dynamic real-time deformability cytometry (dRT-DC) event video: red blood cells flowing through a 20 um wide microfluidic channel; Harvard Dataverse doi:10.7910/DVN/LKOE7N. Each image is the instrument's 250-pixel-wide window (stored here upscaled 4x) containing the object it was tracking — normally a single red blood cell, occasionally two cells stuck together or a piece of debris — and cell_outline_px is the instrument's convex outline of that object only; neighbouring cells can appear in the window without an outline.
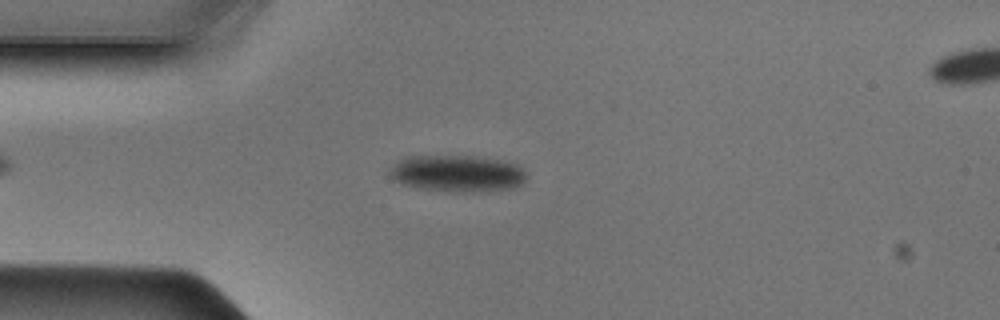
{"species": "Egyptian fruit bat (a non-hibernating species)", "species_latin": "Rousettus aegyptiacus", "temperature_condition": "cold", "stored_images_in_passage": 39, "camera_frame_rate_fps": 3000, "um_per_image_px": 0.085, "animal": {"sex": "male"}, "frame": {"image": 1, "passage_image": 6, "time_ms": 1.667, "image_size_px": [1000, 320], "cell_outline_px": [[528, 176], [524, 184], [512, 188], [464, 192], [452, 192], [420, 188], [400, 184], [392, 180], [388, 176], [388, 168], [400, 160], [408, 156], [472, 156], [500, 160], [516, 164]], "centroid_in_image_um": [38.82, 14.75], "position_along_channel_um": 46.2, "area_um2": 29.42}}
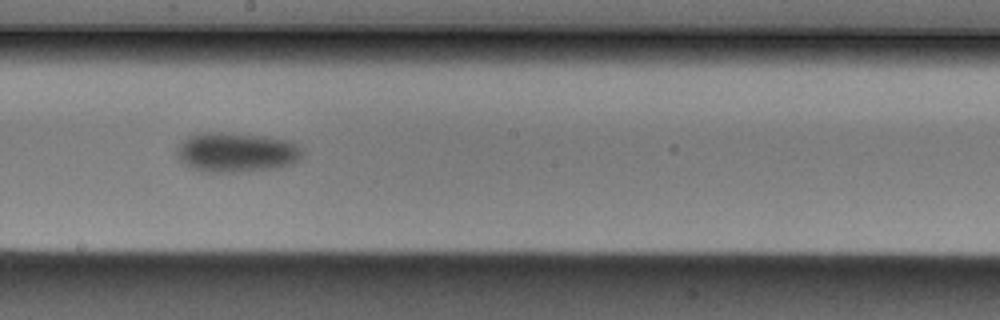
{"frame": {"image": 2, "passage_image": 20, "time_ms": 6.333, "image_size_px": [1000, 320], "cell_outline_px": [[304, 156], [300, 160], [292, 164], [280, 168], [240, 172], [204, 172], [192, 168], [184, 164], [176, 156], [176, 148], [188, 136], [200, 132], [232, 132], [268, 136], [288, 140], [296, 144], [304, 152]], "centroid_in_image_um": [20.12, 12.94], "position_along_channel_um": 228.1, "area_um2": 29.77}}
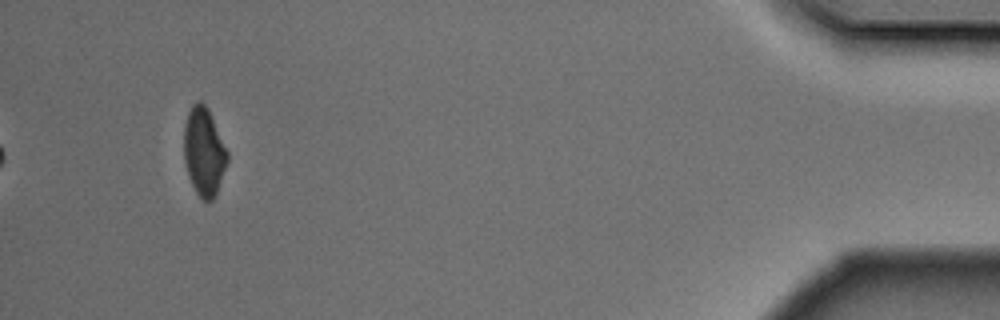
{"frame": {"image": 3, "passage_image": 39, "time_ms": 12.667, "image_size_px": [1000, 320], "cell_outline_px": [[228, 160], [216, 196], [212, 200], [204, 200], [196, 192], [188, 176], [184, 164], [184, 124], [188, 112], [192, 104], [196, 100], [200, 100], [208, 108], [228, 152]], "centroid_in_image_um": [17.32, 12.88], "position_along_channel_um": 417.9, "area_um2": 22.43}}